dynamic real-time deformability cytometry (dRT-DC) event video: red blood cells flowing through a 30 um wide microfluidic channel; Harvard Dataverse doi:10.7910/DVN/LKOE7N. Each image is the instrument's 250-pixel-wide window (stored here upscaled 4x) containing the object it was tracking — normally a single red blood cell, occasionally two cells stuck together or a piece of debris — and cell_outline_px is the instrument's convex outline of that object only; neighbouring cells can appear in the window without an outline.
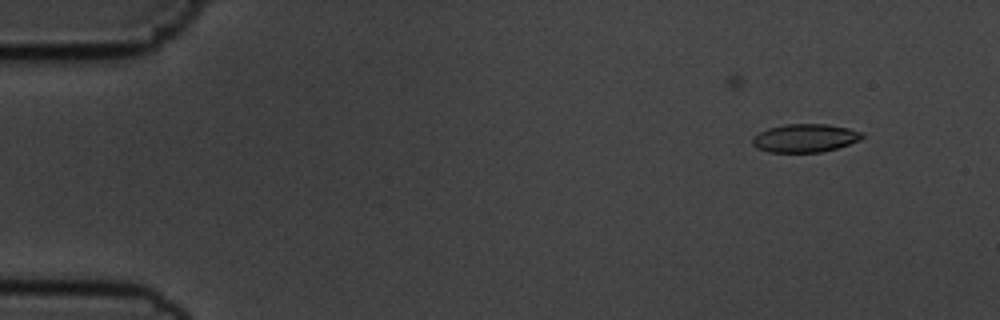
{"species": "common noctule bat (a hibernating species)", "species_latin": "Nyctalus noctula", "temperature_condition": "cold", "stored_images_in_passage": 54, "camera_frame_rate_fps": 3000, "um_per_image_px": 0.085, "animal": {"sex": "male", "body_mass_g": 19.5, "forearm_length_mm": 54.6}, "frame": {"image": 1, "passage_image": 4, "time_ms": 1.0, "image_size_px": [1000, 320], "cell_outline_px": [[864, 136], [860, 140], [836, 148], [820, 152], [768, 152], [756, 148], [752, 144], [752, 136], [768, 128], [788, 124], [828, 124], [848, 128], [860, 132]], "centroid_in_image_um": [68.39, 11.74], "position_along_channel_um": 16.6, "area_um2": 17.98}}
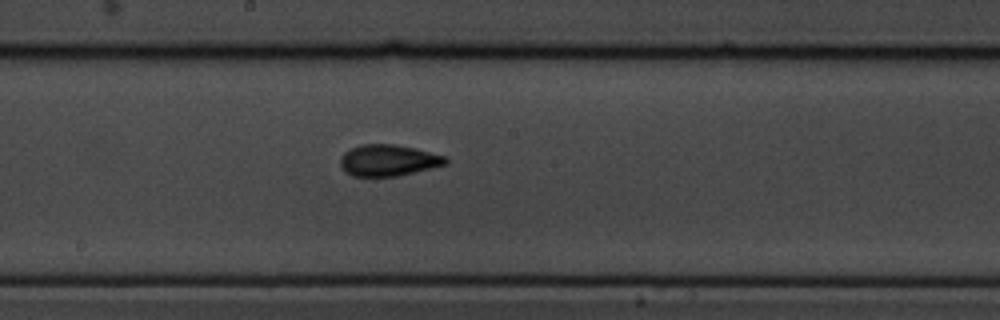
{"frame": {"image": 2, "passage_image": 29, "time_ms": 9.333, "image_size_px": [1000, 320], "cell_outline_px": [[448, 164], [396, 176], [352, 176], [344, 172], [340, 164], [340, 156], [344, 152], [360, 144], [396, 144], [416, 148], [448, 156]], "centroid_in_image_um": [33.01, 13.62], "position_along_channel_um": 215.2, "area_um2": 19.48}}
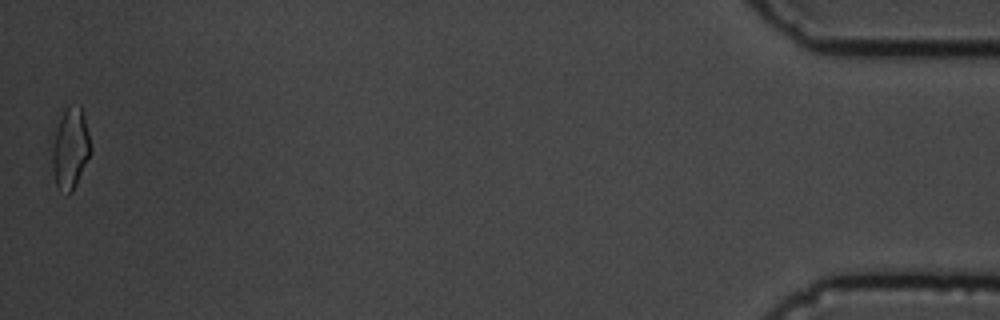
{"frame": {"image": 3, "passage_image": 54, "time_ms": 17.667, "image_size_px": [1000, 320], "cell_outline_px": [[92, 148], [76, 184], [72, 192], [68, 196], [56, 188], [52, 172], [48, 140], [68, 104], [80, 104], [84, 116]], "centroid_in_image_um": [5.89, 12.62], "position_along_channel_um": 429.3, "area_um2": 19.13}, "authors_computed_cell_mechanics": {"area_um2": 18.5538, "velocity_mm_per_s": 3.6424, "shape_relaxation_time_tau1_ms": 4.2846, "shape_relaxation_time_tau2_ms": 2.2199, "deformation_change_tau1": 0.1276, "deformation_change_tau2": 0.0876}}